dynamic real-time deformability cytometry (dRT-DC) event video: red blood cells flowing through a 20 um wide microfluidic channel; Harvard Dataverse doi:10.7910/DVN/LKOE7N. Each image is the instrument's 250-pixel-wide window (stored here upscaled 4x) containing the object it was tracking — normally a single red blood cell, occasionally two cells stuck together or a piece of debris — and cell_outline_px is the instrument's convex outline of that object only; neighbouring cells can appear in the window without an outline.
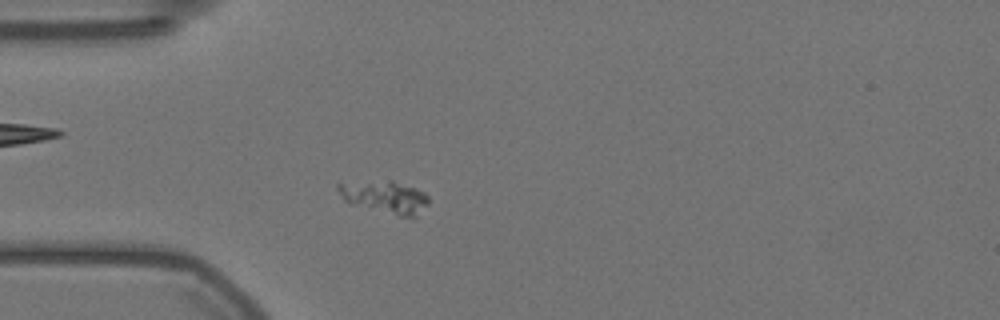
{"species": "Egyptian fruit bat (a non-hibernating species)", "species_latin": "Rousettus aegyptiacus", "temperature_condition": "warm", "stored_images_in_passage": 49, "camera_frame_rate_fps": 3000, "um_per_image_px": 0.085, "animal": {"sex": "female"}, "frame": {"image": 1, "passage_image": 6, "time_ms": 1.667, "image_size_px": [1000, 320], "cell_outline_px": [[428, 204], [416, 220], [348, 204], [344, 200], [336, 188], [336, 184], [392, 180], [424, 192], [428, 196]], "centroid_in_image_um": [32.76, 16.8], "position_along_channel_um": 52.2, "area_um2": 17.34}}
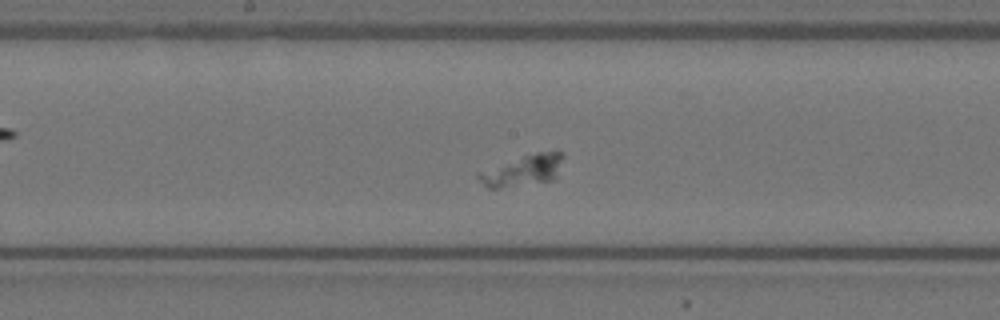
{"frame": {"image": 2, "passage_image": 20, "time_ms": 6.333, "image_size_px": [1000, 320], "cell_outline_px": [[564, 156], [556, 176], [552, 180], [500, 188], [488, 188], [476, 176], [476, 172], [536, 152], [556, 148]], "centroid_in_image_um": [44.48, 14.46], "position_along_channel_um": 203.7, "area_um2": 15.26}}
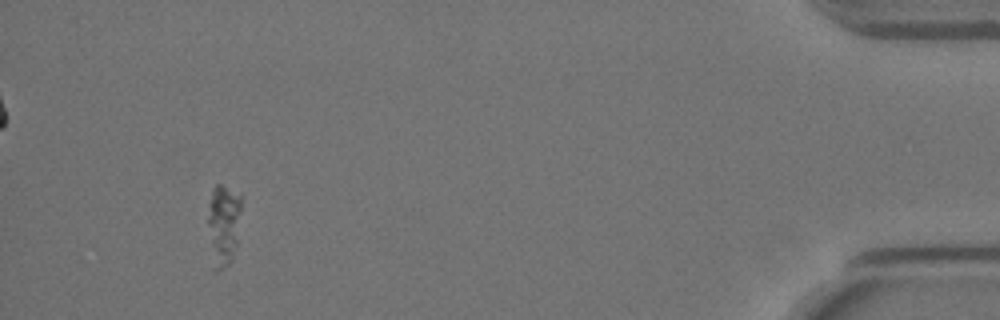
{"frame": {"image": 3, "passage_image": 45, "time_ms": 14.667, "image_size_px": [1000, 320], "cell_outline_px": [[244, 196], [236, 244], [232, 260], [228, 264], [216, 272], [208, 224], [208, 204], [212, 188], [216, 184], [220, 184], [240, 192]], "centroid_in_image_um": [19.05, 18.95], "position_along_channel_um": 416.2, "area_um2": 16.01}}